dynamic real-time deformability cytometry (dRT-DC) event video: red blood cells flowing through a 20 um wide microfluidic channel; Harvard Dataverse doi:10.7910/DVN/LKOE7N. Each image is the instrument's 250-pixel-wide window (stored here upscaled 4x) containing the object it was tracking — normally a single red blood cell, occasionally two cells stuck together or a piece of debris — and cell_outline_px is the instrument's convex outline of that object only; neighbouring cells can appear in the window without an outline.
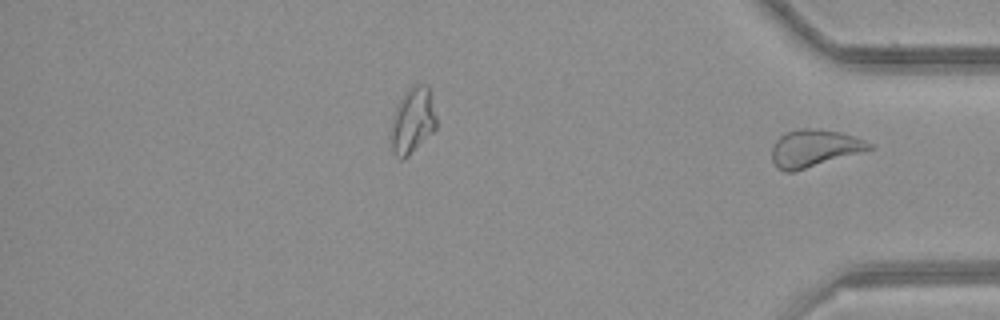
{"species": "common noctule bat (a hibernating species)", "species_latin": "Nyctalus noctula", "temperature_condition": "room temperature", "stored_images_in_passage": 41, "segment_of_instrument_passage": [2, 2], "camera_frame_rate_fps": 3000, "um_per_image_px": 0.085, "animal": {"sex": "female", "body_mass_g": 21.9}, "frame": {"image": 1, "passage_image": 41, "time_ms": 13.333, "image_size_px": [1000, 320], "cell_outline_px": [[872, 148], [792, 172], [784, 172], [776, 168], [772, 160], [772, 144], [784, 132], [800, 128], [816, 128], [840, 132], [864, 140], [872, 144]], "centroid_in_image_um": [69.12, 12.58], "position_along_channel_um": 366.1, "area_um2": 20.87}}